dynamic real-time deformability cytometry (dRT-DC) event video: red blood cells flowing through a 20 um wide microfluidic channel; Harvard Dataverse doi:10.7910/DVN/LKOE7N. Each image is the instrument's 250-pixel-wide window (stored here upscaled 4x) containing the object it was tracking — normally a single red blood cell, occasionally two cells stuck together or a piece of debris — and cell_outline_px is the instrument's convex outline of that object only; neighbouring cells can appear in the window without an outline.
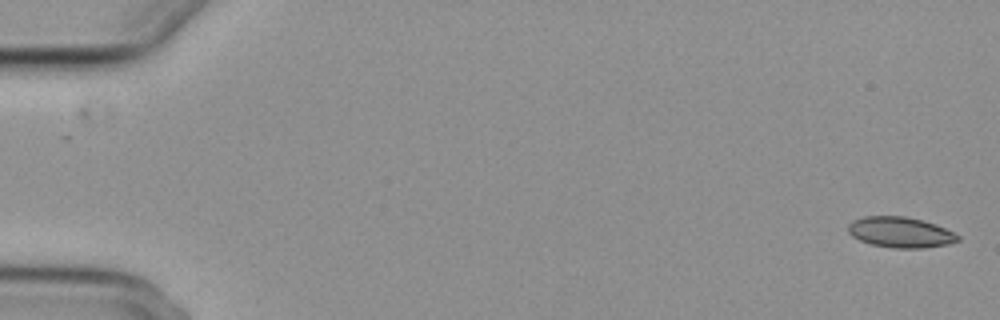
{"species": "common noctule bat (a hibernating species)", "species_latin": "Nyctalus noctula", "temperature_condition": "cold", "stored_images_in_passage": 55, "camera_frame_rate_fps": 3000, "um_per_image_px": 0.085, "animal": {"sex": "female", "body_mass_g": 29.2, "forearm_length_mm": 56.3}, "frame": {"image": 1, "passage_image": 1, "time_ms": 0.0, "image_size_px": [1000, 320], "cell_outline_px": [[960, 240], [948, 244], [924, 248], [892, 248], [872, 244], [860, 240], [852, 236], [848, 232], [848, 224], [852, 220], [864, 216], [904, 216], [924, 220], [936, 224], [960, 236]], "centroid_in_image_um": [76.53, 19.74], "position_along_channel_um": 8.5, "area_um2": 19.65}}
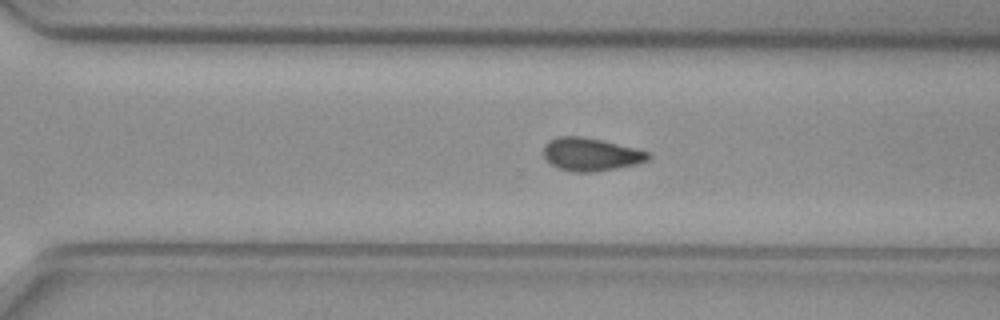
{"frame": {"image": 2, "passage_image": 39, "time_ms": 12.667, "image_size_px": [1000, 320], "cell_outline_px": [[652, 156], [648, 160], [636, 164], [596, 172], [572, 172], [556, 168], [544, 156], [544, 144], [548, 140], [560, 136], [580, 136], [600, 140], [636, 148], [652, 152]], "centroid_in_image_um": [50.24, 13.13], "position_along_channel_um": 320.4, "area_um2": 20.23}}
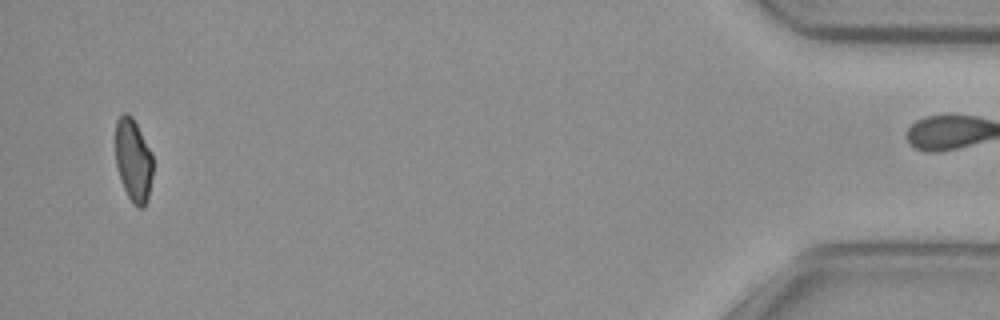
{"frame": {"image": 3, "passage_image": 54, "time_ms": 17.667, "image_size_px": [1000, 320], "cell_outline_px": [[152, 176], [148, 200], [144, 208], [136, 208], [132, 204], [120, 180], [116, 168], [116, 120], [124, 112], [128, 112], [132, 116], [152, 156]], "centroid_in_image_um": [11.32, 13.67], "position_along_channel_um": 423.9, "area_um2": 18.09}, "authors_computed_cell_mechanics": {"area_um2": 19.7676, "velocity_mm_per_s": 3.7293, "shape_relaxation_time_tau1_ms": 11.2613, "shape_relaxation_time_tau2_ms": null, "deformation_change_tau1": 0.1454, "deformation_change_tau2": null}}